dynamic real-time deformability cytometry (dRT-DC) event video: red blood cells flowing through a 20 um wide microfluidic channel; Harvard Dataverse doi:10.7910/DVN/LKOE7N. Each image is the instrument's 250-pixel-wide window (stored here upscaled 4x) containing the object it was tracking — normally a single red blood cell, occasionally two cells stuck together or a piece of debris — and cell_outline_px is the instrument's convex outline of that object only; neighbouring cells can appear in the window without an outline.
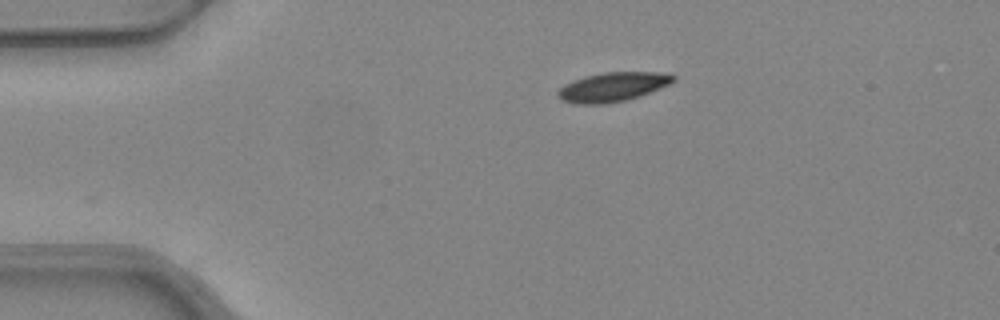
{"species": "common noctule bat (a hibernating species)", "species_latin": "Nyctalus noctula", "temperature_condition": "warm", "stored_images_in_passage": 43, "camera_frame_rate_fps": 3000, "um_per_image_px": 0.085, "animal": {"sex": "female", "body_mass_g": 24.6, "forearm_length_mm": 56.2}, "frame": {"image": 1, "passage_image": 1, "time_ms": 0.0, "image_size_px": [1000, 320], "cell_outline_px": [[676, 80], [668, 84], [640, 96], [608, 104], [572, 104], [560, 100], [556, 96], [556, 92], [564, 84], [572, 80], [584, 76], [604, 72], [656, 72], [676, 76]], "centroid_in_image_um": [51.99, 7.4], "position_along_channel_um": 33.0, "area_um2": 19.77}}
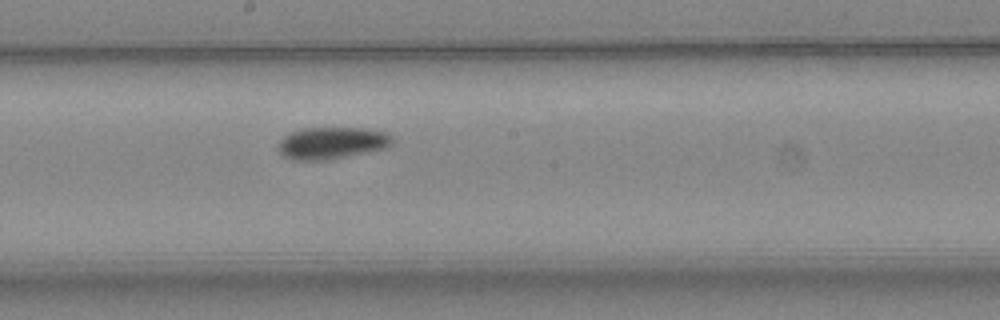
{"frame": {"image": 2, "passage_image": 19, "time_ms": 6.0, "image_size_px": [1000, 320], "cell_outline_px": [[392, 144], [388, 148], [328, 160], [292, 160], [284, 156], [276, 148], [280, 140], [284, 136], [292, 132], [304, 128], [364, 128], [384, 132], [392, 136]], "centroid_in_image_um": [28.2, 12.16], "position_along_channel_um": 220.0, "area_um2": 21.33}}
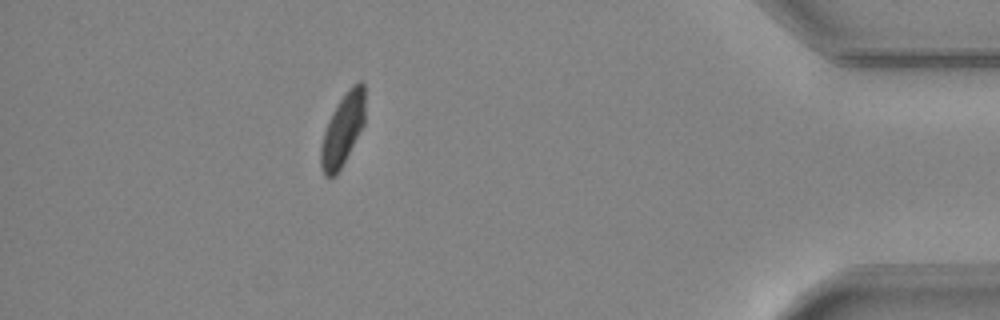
{"frame": {"image": 3, "passage_image": 37, "time_ms": 12.0, "image_size_px": [1000, 320], "cell_outline_px": [[364, 124], [336, 176], [324, 176], [320, 168], [320, 148], [324, 132], [328, 120], [332, 112], [348, 88], [352, 84], [360, 80], [364, 80]], "centroid_in_image_um": [29.12, 11.0], "position_along_channel_um": 406.1, "area_um2": 18.44}, "authors_computed_cell_mechanics": {"area_um2": 20.6924, "velocity_mm_per_s": 3.9347, "shape_relaxation_time_tau1_ms": 4.508, "shape_relaxation_time_tau2_ms": null, "deformation_change_tau1": 0.1289, "deformation_change_tau2": null}}